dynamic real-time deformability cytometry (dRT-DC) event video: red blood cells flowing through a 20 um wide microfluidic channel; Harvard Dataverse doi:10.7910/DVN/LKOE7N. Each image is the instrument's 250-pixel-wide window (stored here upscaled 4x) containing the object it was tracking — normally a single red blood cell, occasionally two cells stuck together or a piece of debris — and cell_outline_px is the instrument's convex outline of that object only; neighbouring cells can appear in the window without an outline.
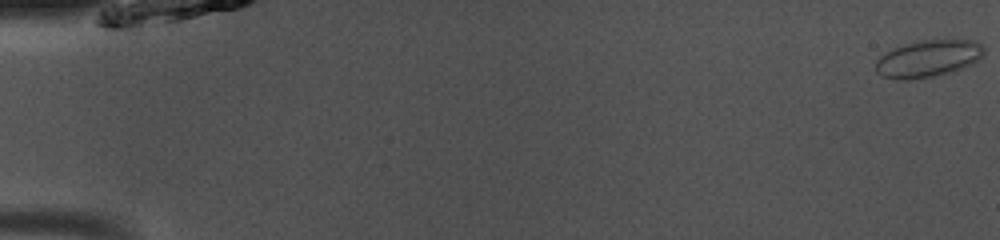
{"species": "common noctule bat (a hibernating species)", "species_latin": "Nyctalus noctula", "temperature_condition": "room temperature", "stored_images_in_passage": 50, "camera_frame_rate_fps": 3000, "um_per_image_px": 0.085, "animal": {"sex": "male", "body_mass_g": 13.0, "forearm_length_mm": 53.1}, "frame": {"image": 1, "passage_image": 1, "time_ms": 0.0, "image_size_px": [1000, 240], "cell_outline_px": [[984, 56], [980, 60], [972, 64], [952, 72], [936, 76], [908, 80], [896, 80], [884, 76], [876, 72], [876, 60], [880, 56], [892, 48], [904, 44], [920, 40], [976, 40], [984, 48]], "centroid_in_image_um": [78.91, 4.98], "position_along_channel_um": 6.1, "area_um2": 23.64}}
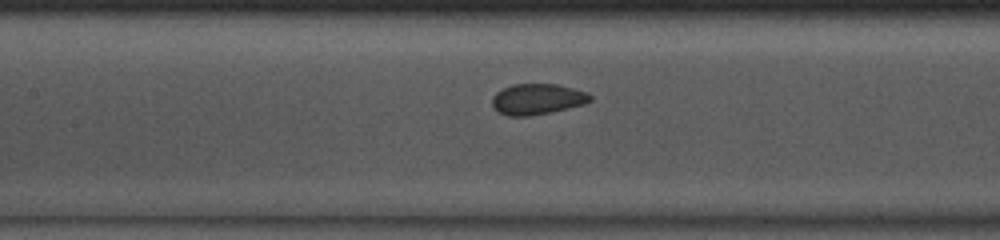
{"frame": {"image": 2, "passage_image": 24, "time_ms": 7.667, "image_size_px": [1000, 240], "cell_outline_px": [[592, 100], [584, 104], [552, 112], [528, 116], [508, 116], [500, 112], [492, 104], [492, 96], [496, 92], [512, 84], [556, 84], [588, 92], [592, 96]], "centroid_in_image_um": [45.69, 8.42], "position_along_channel_um": 161.7, "area_um2": 17.57}}
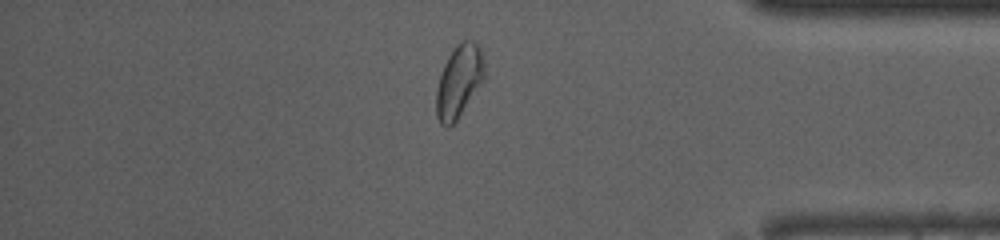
{"frame": {"image": 3, "passage_image": 43, "time_ms": 14.0, "image_size_px": [1000, 240], "cell_outline_px": [[484, 80], [456, 120], [448, 128], [440, 124], [436, 116], [436, 92], [440, 72], [452, 48], [460, 40], [468, 40], [476, 44], [484, 52]], "centroid_in_image_um": [39.0, 6.88], "position_along_channel_um": 396.2, "area_um2": 20.52}}